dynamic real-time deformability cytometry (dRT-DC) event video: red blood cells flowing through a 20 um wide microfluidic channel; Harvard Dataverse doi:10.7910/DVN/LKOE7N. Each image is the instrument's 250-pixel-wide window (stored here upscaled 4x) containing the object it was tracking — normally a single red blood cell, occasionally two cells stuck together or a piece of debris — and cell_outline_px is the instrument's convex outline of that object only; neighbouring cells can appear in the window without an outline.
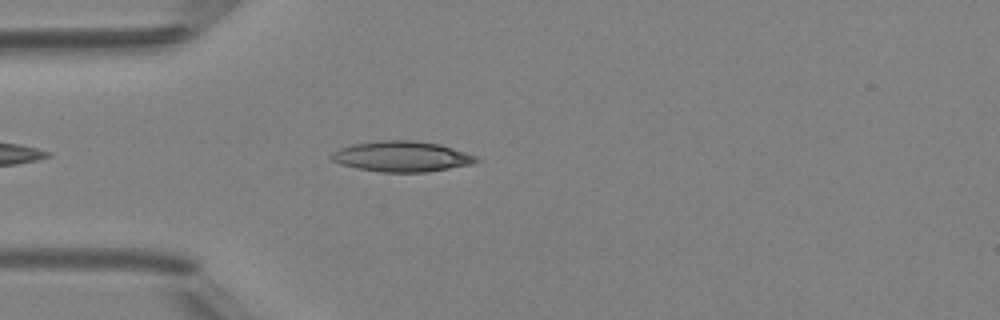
{"species": "Egyptian fruit bat (a non-hibernating species)", "species_latin": "Rousettus aegyptiacus", "temperature_condition": "room temperature", "stored_images_in_passage": 39, "camera_frame_rate_fps": 3000, "um_per_image_px": 0.085, "animal": {"sex": "female"}, "frame": {"image": 1, "passage_image": 4, "time_ms": 1.0, "image_size_px": [1000, 320], "cell_outline_px": [[480, 160], [472, 164], [428, 172], [380, 172], [356, 168], [340, 164], [332, 160], [328, 156], [332, 152], [340, 148], [352, 144], [376, 140], [412, 140], [440, 144], [476, 156]], "centroid_in_image_um": [34.11, 13.3], "position_along_channel_um": 50.9, "area_um2": 25.89}}
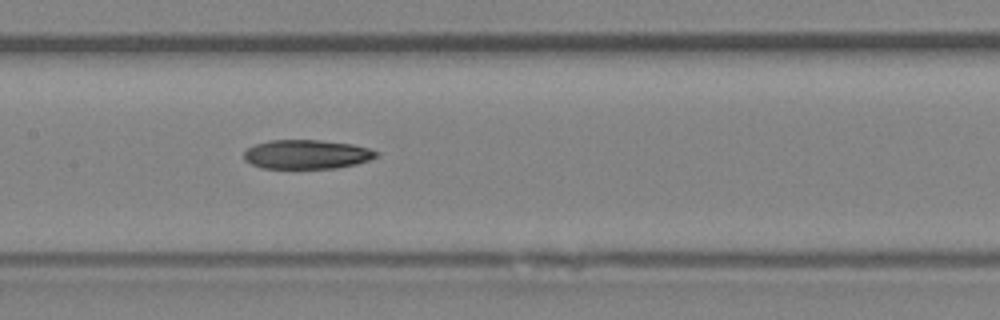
{"frame": {"image": 2, "passage_image": 14, "time_ms": 4.333, "image_size_px": [1000, 320], "cell_outline_px": [[380, 156], [356, 164], [336, 168], [260, 168], [244, 160], [244, 152], [248, 148], [256, 144], [268, 140], [316, 140], [352, 144], [368, 148], [380, 152]], "centroid_in_image_um": [26.08, 13.12], "position_along_channel_um": 181.3, "area_um2": 22.48}}
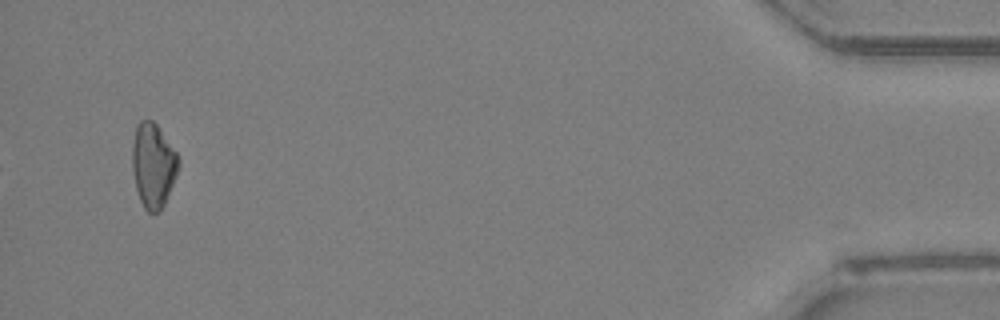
{"frame": {"image": 3, "passage_image": 37, "time_ms": 12.0, "image_size_px": [1000, 320], "cell_outline_px": [[180, 164], [176, 176], [164, 204], [160, 212], [148, 212], [144, 208], [140, 200], [136, 188], [132, 172], [132, 144], [136, 124], [140, 120], [152, 120], [156, 124], [176, 152], [180, 160]], "centroid_in_image_um": [13.01, 14.05], "position_along_channel_um": 422.2, "area_um2": 22.77}}